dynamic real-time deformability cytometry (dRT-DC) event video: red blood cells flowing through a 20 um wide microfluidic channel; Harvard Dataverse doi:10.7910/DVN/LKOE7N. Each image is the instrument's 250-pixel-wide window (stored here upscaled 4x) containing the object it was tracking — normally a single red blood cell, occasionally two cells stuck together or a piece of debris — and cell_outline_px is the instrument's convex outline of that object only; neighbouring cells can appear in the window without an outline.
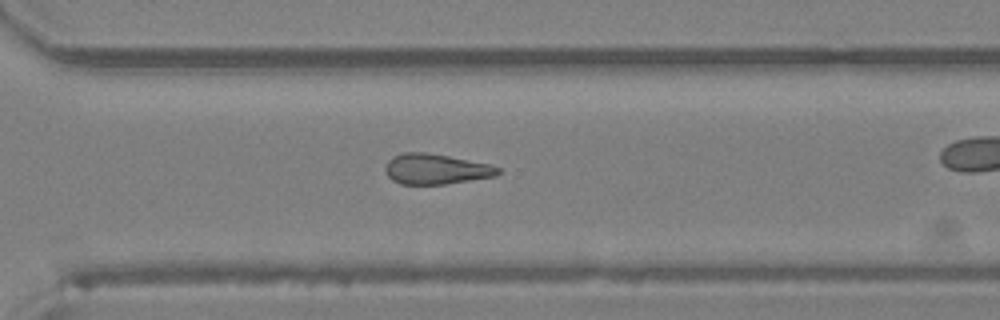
{"species": "Egyptian fruit bat (a non-hibernating species)", "species_latin": "Rousettus aegyptiacus", "temperature_condition": "room temperature", "stored_images_in_passage": 30, "camera_frame_rate_fps": 3000, "um_per_image_px": 0.085, "animal": {"sex": "female"}, "frame": {"image": 1, "passage_image": 26, "time_ms": 8.333, "image_size_px": [1000, 320], "cell_outline_px": [[500, 172], [496, 176], [444, 184], [400, 184], [392, 180], [388, 176], [384, 168], [388, 160], [392, 156], [404, 152], [428, 152], [488, 164], [500, 168]], "centroid_in_image_um": [37.01, 14.36], "position_along_channel_um": 333.6, "area_um2": 19.88}}